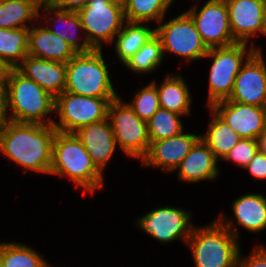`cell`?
Returning a JSON list of instances; mask_svg holds the SVG:
<instances>
[{
	"label": "cell",
	"mask_w": 266,
	"mask_h": 267,
	"mask_svg": "<svg viewBox=\"0 0 266 267\" xmlns=\"http://www.w3.org/2000/svg\"><path fill=\"white\" fill-rule=\"evenodd\" d=\"M258 151L266 154V129L261 133L259 137L256 138Z\"/></svg>",
	"instance_id": "74e56055"
},
{
	"label": "cell",
	"mask_w": 266,
	"mask_h": 267,
	"mask_svg": "<svg viewBox=\"0 0 266 267\" xmlns=\"http://www.w3.org/2000/svg\"><path fill=\"white\" fill-rule=\"evenodd\" d=\"M23 243H0V267H44L47 261Z\"/></svg>",
	"instance_id": "f1b7e54d"
},
{
	"label": "cell",
	"mask_w": 266,
	"mask_h": 267,
	"mask_svg": "<svg viewBox=\"0 0 266 267\" xmlns=\"http://www.w3.org/2000/svg\"><path fill=\"white\" fill-rule=\"evenodd\" d=\"M10 67L0 59V83H5Z\"/></svg>",
	"instance_id": "f35d334b"
},
{
	"label": "cell",
	"mask_w": 266,
	"mask_h": 267,
	"mask_svg": "<svg viewBox=\"0 0 266 267\" xmlns=\"http://www.w3.org/2000/svg\"><path fill=\"white\" fill-rule=\"evenodd\" d=\"M44 267H52V266H50V265L48 264V262H47V264H46Z\"/></svg>",
	"instance_id": "ab89813d"
},
{
	"label": "cell",
	"mask_w": 266,
	"mask_h": 267,
	"mask_svg": "<svg viewBox=\"0 0 266 267\" xmlns=\"http://www.w3.org/2000/svg\"><path fill=\"white\" fill-rule=\"evenodd\" d=\"M39 11L46 12L44 13L46 14L44 18L46 17L48 18L49 16H51L50 15L51 13L53 17H49V19H51L55 23L59 21L58 23L59 25L61 24V26L54 24L51 25L49 19H46V22L44 24H47L46 27L51 32L62 37L73 48V50L76 53H86L93 50V48L89 45L87 39L85 37L80 38L77 35L78 33H76V30L78 32V29L83 30V27L81 25V20L77 11L62 10L52 6L49 2H41L39 6ZM48 23L50 25H48ZM63 25L65 26V28H63L64 27ZM50 27H55L56 30ZM58 27L60 28L58 29ZM75 36L78 37L76 38ZM79 38L83 39V41L82 40L81 42L78 41L80 40Z\"/></svg>",
	"instance_id": "7402d4cb"
},
{
	"label": "cell",
	"mask_w": 266,
	"mask_h": 267,
	"mask_svg": "<svg viewBox=\"0 0 266 267\" xmlns=\"http://www.w3.org/2000/svg\"><path fill=\"white\" fill-rule=\"evenodd\" d=\"M255 179H266V154L257 151L251 162L244 167Z\"/></svg>",
	"instance_id": "e575fe53"
},
{
	"label": "cell",
	"mask_w": 266,
	"mask_h": 267,
	"mask_svg": "<svg viewBox=\"0 0 266 267\" xmlns=\"http://www.w3.org/2000/svg\"><path fill=\"white\" fill-rule=\"evenodd\" d=\"M191 216V212L166 205L142 215L136 224L161 243L182 239L187 244L194 226L190 224Z\"/></svg>",
	"instance_id": "7c38bea8"
},
{
	"label": "cell",
	"mask_w": 266,
	"mask_h": 267,
	"mask_svg": "<svg viewBox=\"0 0 266 267\" xmlns=\"http://www.w3.org/2000/svg\"><path fill=\"white\" fill-rule=\"evenodd\" d=\"M16 69L55 98L65 91L66 63L27 55Z\"/></svg>",
	"instance_id": "ac0fdd59"
},
{
	"label": "cell",
	"mask_w": 266,
	"mask_h": 267,
	"mask_svg": "<svg viewBox=\"0 0 266 267\" xmlns=\"http://www.w3.org/2000/svg\"><path fill=\"white\" fill-rule=\"evenodd\" d=\"M76 54L62 37L51 32L46 26L29 28L27 55L67 64Z\"/></svg>",
	"instance_id": "44dd1931"
},
{
	"label": "cell",
	"mask_w": 266,
	"mask_h": 267,
	"mask_svg": "<svg viewBox=\"0 0 266 267\" xmlns=\"http://www.w3.org/2000/svg\"><path fill=\"white\" fill-rule=\"evenodd\" d=\"M29 28H0V59L16 68L28 53Z\"/></svg>",
	"instance_id": "4316f807"
},
{
	"label": "cell",
	"mask_w": 266,
	"mask_h": 267,
	"mask_svg": "<svg viewBox=\"0 0 266 267\" xmlns=\"http://www.w3.org/2000/svg\"><path fill=\"white\" fill-rule=\"evenodd\" d=\"M217 162L213 152L200 138L176 167L178 178L188 183L214 180L219 175Z\"/></svg>",
	"instance_id": "ffe728a7"
},
{
	"label": "cell",
	"mask_w": 266,
	"mask_h": 267,
	"mask_svg": "<svg viewBox=\"0 0 266 267\" xmlns=\"http://www.w3.org/2000/svg\"><path fill=\"white\" fill-rule=\"evenodd\" d=\"M174 0H125L123 2L126 22L157 24L163 19Z\"/></svg>",
	"instance_id": "83f0119b"
},
{
	"label": "cell",
	"mask_w": 266,
	"mask_h": 267,
	"mask_svg": "<svg viewBox=\"0 0 266 267\" xmlns=\"http://www.w3.org/2000/svg\"><path fill=\"white\" fill-rule=\"evenodd\" d=\"M41 2V0H1L0 28H30L26 22L40 18L42 15L39 11Z\"/></svg>",
	"instance_id": "cb8c5ba5"
},
{
	"label": "cell",
	"mask_w": 266,
	"mask_h": 267,
	"mask_svg": "<svg viewBox=\"0 0 266 267\" xmlns=\"http://www.w3.org/2000/svg\"><path fill=\"white\" fill-rule=\"evenodd\" d=\"M228 100L266 107V62L260 48L242 65Z\"/></svg>",
	"instance_id": "4fadbf2b"
},
{
	"label": "cell",
	"mask_w": 266,
	"mask_h": 267,
	"mask_svg": "<svg viewBox=\"0 0 266 267\" xmlns=\"http://www.w3.org/2000/svg\"><path fill=\"white\" fill-rule=\"evenodd\" d=\"M258 151L255 139L241 138L222 160L232 161L241 168L247 166Z\"/></svg>",
	"instance_id": "d6a6232c"
},
{
	"label": "cell",
	"mask_w": 266,
	"mask_h": 267,
	"mask_svg": "<svg viewBox=\"0 0 266 267\" xmlns=\"http://www.w3.org/2000/svg\"><path fill=\"white\" fill-rule=\"evenodd\" d=\"M210 108L241 138L256 140L266 129V107L223 100Z\"/></svg>",
	"instance_id": "9a60e30c"
},
{
	"label": "cell",
	"mask_w": 266,
	"mask_h": 267,
	"mask_svg": "<svg viewBox=\"0 0 266 267\" xmlns=\"http://www.w3.org/2000/svg\"><path fill=\"white\" fill-rule=\"evenodd\" d=\"M209 109L213 114L212 121L208 126V131L200 135V138L213 152L215 158L222 160L241 137L211 108Z\"/></svg>",
	"instance_id": "484cf974"
},
{
	"label": "cell",
	"mask_w": 266,
	"mask_h": 267,
	"mask_svg": "<svg viewBox=\"0 0 266 267\" xmlns=\"http://www.w3.org/2000/svg\"><path fill=\"white\" fill-rule=\"evenodd\" d=\"M77 13L93 49H102V42L113 43L126 23L123 3L116 0H89Z\"/></svg>",
	"instance_id": "52a82bcc"
},
{
	"label": "cell",
	"mask_w": 266,
	"mask_h": 267,
	"mask_svg": "<svg viewBox=\"0 0 266 267\" xmlns=\"http://www.w3.org/2000/svg\"><path fill=\"white\" fill-rule=\"evenodd\" d=\"M182 115L159 108L147 121L150 143L179 135L183 130Z\"/></svg>",
	"instance_id": "4dcf8cb0"
},
{
	"label": "cell",
	"mask_w": 266,
	"mask_h": 267,
	"mask_svg": "<svg viewBox=\"0 0 266 267\" xmlns=\"http://www.w3.org/2000/svg\"><path fill=\"white\" fill-rule=\"evenodd\" d=\"M102 49L77 53L66 64L65 91L80 96L117 98Z\"/></svg>",
	"instance_id": "5b68a950"
},
{
	"label": "cell",
	"mask_w": 266,
	"mask_h": 267,
	"mask_svg": "<svg viewBox=\"0 0 266 267\" xmlns=\"http://www.w3.org/2000/svg\"><path fill=\"white\" fill-rule=\"evenodd\" d=\"M232 210L237 220L233 224V219L227 220L222 214L217 219L238 238V227H244L248 232L260 233L266 229V198L260 193H247L238 197L232 203Z\"/></svg>",
	"instance_id": "e0dca14e"
},
{
	"label": "cell",
	"mask_w": 266,
	"mask_h": 267,
	"mask_svg": "<svg viewBox=\"0 0 266 267\" xmlns=\"http://www.w3.org/2000/svg\"><path fill=\"white\" fill-rule=\"evenodd\" d=\"M86 148L93 163L102 172L113 156L117 143L111 124L107 119L81 127L75 132Z\"/></svg>",
	"instance_id": "d6986e66"
},
{
	"label": "cell",
	"mask_w": 266,
	"mask_h": 267,
	"mask_svg": "<svg viewBox=\"0 0 266 267\" xmlns=\"http://www.w3.org/2000/svg\"><path fill=\"white\" fill-rule=\"evenodd\" d=\"M56 131L53 125L9 121L0 129V152L25 168L24 174H50Z\"/></svg>",
	"instance_id": "6da1fadb"
},
{
	"label": "cell",
	"mask_w": 266,
	"mask_h": 267,
	"mask_svg": "<svg viewBox=\"0 0 266 267\" xmlns=\"http://www.w3.org/2000/svg\"><path fill=\"white\" fill-rule=\"evenodd\" d=\"M133 111L144 121H148L160 108L159 94L157 91L156 81L140 89L133 99L128 103Z\"/></svg>",
	"instance_id": "1f68e13d"
},
{
	"label": "cell",
	"mask_w": 266,
	"mask_h": 267,
	"mask_svg": "<svg viewBox=\"0 0 266 267\" xmlns=\"http://www.w3.org/2000/svg\"><path fill=\"white\" fill-rule=\"evenodd\" d=\"M234 40L247 43L252 36L265 35L266 2L261 0H225Z\"/></svg>",
	"instance_id": "5bb4252c"
},
{
	"label": "cell",
	"mask_w": 266,
	"mask_h": 267,
	"mask_svg": "<svg viewBox=\"0 0 266 267\" xmlns=\"http://www.w3.org/2000/svg\"><path fill=\"white\" fill-rule=\"evenodd\" d=\"M238 238L218 219L204 227H193L187 241L195 267H238Z\"/></svg>",
	"instance_id": "277c9868"
},
{
	"label": "cell",
	"mask_w": 266,
	"mask_h": 267,
	"mask_svg": "<svg viewBox=\"0 0 266 267\" xmlns=\"http://www.w3.org/2000/svg\"><path fill=\"white\" fill-rule=\"evenodd\" d=\"M154 35L155 29L144 23L126 22L114 39L118 59L125 64Z\"/></svg>",
	"instance_id": "d4e9b609"
},
{
	"label": "cell",
	"mask_w": 266,
	"mask_h": 267,
	"mask_svg": "<svg viewBox=\"0 0 266 267\" xmlns=\"http://www.w3.org/2000/svg\"><path fill=\"white\" fill-rule=\"evenodd\" d=\"M89 0H49L48 2L59 9L78 11L88 4Z\"/></svg>",
	"instance_id": "d590c367"
},
{
	"label": "cell",
	"mask_w": 266,
	"mask_h": 267,
	"mask_svg": "<svg viewBox=\"0 0 266 267\" xmlns=\"http://www.w3.org/2000/svg\"><path fill=\"white\" fill-rule=\"evenodd\" d=\"M157 87L160 107L179 115H189L191 109V93L187 82L178 75H167Z\"/></svg>",
	"instance_id": "603a6c76"
},
{
	"label": "cell",
	"mask_w": 266,
	"mask_h": 267,
	"mask_svg": "<svg viewBox=\"0 0 266 267\" xmlns=\"http://www.w3.org/2000/svg\"><path fill=\"white\" fill-rule=\"evenodd\" d=\"M5 83L10 121L53 125L47 116L55 113V97L16 68L9 69Z\"/></svg>",
	"instance_id": "3957f363"
},
{
	"label": "cell",
	"mask_w": 266,
	"mask_h": 267,
	"mask_svg": "<svg viewBox=\"0 0 266 267\" xmlns=\"http://www.w3.org/2000/svg\"><path fill=\"white\" fill-rule=\"evenodd\" d=\"M246 43H235L225 47L208 49L206 58H212L209 73L208 107L215 103L228 100L232 94L235 78L242 65L256 51L253 42L251 47Z\"/></svg>",
	"instance_id": "8992f818"
},
{
	"label": "cell",
	"mask_w": 266,
	"mask_h": 267,
	"mask_svg": "<svg viewBox=\"0 0 266 267\" xmlns=\"http://www.w3.org/2000/svg\"><path fill=\"white\" fill-rule=\"evenodd\" d=\"M239 253L238 267H266V248L260 245L252 250L251 255L241 259Z\"/></svg>",
	"instance_id": "836d02e7"
},
{
	"label": "cell",
	"mask_w": 266,
	"mask_h": 267,
	"mask_svg": "<svg viewBox=\"0 0 266 267\" xmlns=\"http://www.w3.org/2000/svg\"><path fill=\"white\" fill-rule=\"evenodd\" d=\"M107 118L120 149L128 156L143 159L150 147L147 122L119 96L109 103Z\"/></svg>",
	"instance_id": "9c48e42d"
},
{
	"label": "cell",
	"mask_w": 266,
	"mask_h": 267,
	"mask_svg": "<svg viewBox=\"0 0 266 267\" xmlns=\"http://www.w3.org/2000/svg\"><path fill=\"white\" fill-rule=\"evenodd\" d=\"M163 48L155 34L125 64L126 68L136 73H148L155 70L163 61Z\"/></svg>",
	"instance_id": "f546056e"
},
{
	"label": "cell",
	"mask_w": 266,
	"mask_h": 267,
	"mask_svg": "<svg viewBox=\"0 0 266 267\" xmlns=\"http://www.w3.org/2000/svg\"><path fill=\"white\" fill-rule=\"evenodd\" d=\"M116 98L80 96L64 91L55 98V112L59 123L53 127L58 132L75 133L81 127L98 123L108 116L109 103Z\"/></svg>",
	"instance_id": "ba28073f"
},
{
	"label": "cell",
	"mask_w": 266,
	"mask_h": 267,
	"mask_svg": "<svg viewBox=\"0 0 266 267\" xmlns=\"http://www.w3.org/2000/svg\"><path fill=\"white\" fill-rule=\"evenodd\" d=\"M195 4L186 11L193 19L201 39L208 49L237 43L232 35L225 0H208L200 10Z\"/></svg>",
	"instance_id": "8fae6325"
},
{
	"label": "cell",
	"mask_w": 266,
	"mask_h": 267,
	"mask_svg": "<svg viewBox=\"0 0 266 267\" xmlns=\"http://www.w3.org/2000/svg\"><path fill=\"white\" fill-rule=\"evenodd\" d=\"M8 112V99L6 83H0V129L10 121L7 116ZM8 117V118H7Z\"/></svg>",
	"instance_id": "8d00e7d4"
},
{
	"label": "cell",
	"mask_w": 266,
	"mask_h": 267,
	"mask_svg": "<svg viewBox=\"0 0 266 267\" xmlns=\"http://www.w3.org/2000/svg\"><path fill=\"white\" fill-rule=\"evenodd\" d=\"M50 175L66 176L83 188V194H94L103 186V173L93 163L86 148L75 133L56 131L53 140Z\"/></svg>",
	"instance_id": "7a4b0ae2"
},
{
	"label": "cell",
	"mask_w": 266,
	"mask_h": 267,
	"mask_svg": "<svg viewBox=\"0 0 266 267\" xmlns=\"http://www.w3.org/2000/svg\"><path fill=\"white\" fill-rule=\"evenodd\" d=\"M155 28V34L162 43L163 54L171 52L187 62L204 59L208 52L191 16L185 11Z\"/></svg>",
	"instance_id": "30bf717a"
},
{
	"label": "cell",
	"mask_w": 266,
	"mask_h": 267,
	"mask_svg": "<svg viewBox=\"0 0 266 267\" xmlns=\"http://www.w3.org/2000/svg\"><path fill=\"white\" fill-rule=\"evenodd\" d=\"M199 139L200 135L182 131L177 136L153 141L141 164L145 167H158L166 173L175 171Z\"/></svg>",
	"instance_id": "2e32d148"
}]
</instances>
